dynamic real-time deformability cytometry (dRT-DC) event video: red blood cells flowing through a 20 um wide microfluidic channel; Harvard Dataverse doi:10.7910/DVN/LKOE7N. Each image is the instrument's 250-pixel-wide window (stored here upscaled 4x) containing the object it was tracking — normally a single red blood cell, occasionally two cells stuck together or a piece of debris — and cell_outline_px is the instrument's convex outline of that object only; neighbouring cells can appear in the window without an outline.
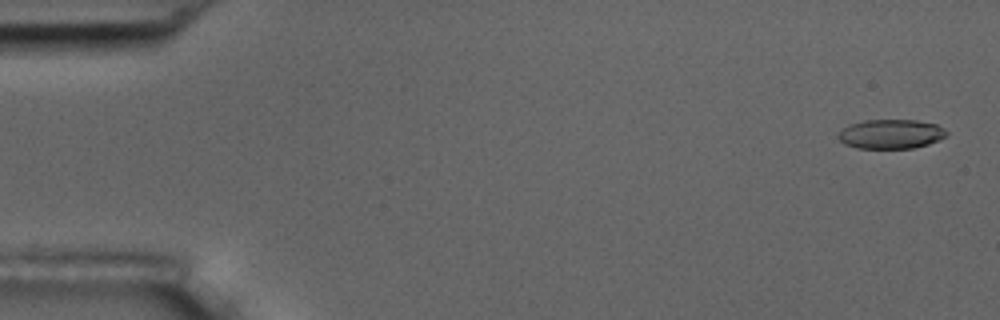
{"species": "common noctule bat (a hibernating species)", "species_latin": "Nyctalus noctula", "temperature_condition": "room temperature", "stored_images_in_passage": 57, "camera_frame_rate_fps": 3000, "um_per_image_px": 0.085, "animal": {"sex": "male", "body_mass_g": 17.5, "forearm_length_mm": 52.3}, "frame": {"image": 1, "passage_image": 2, "time_ms": 0.333, "image_size_px": [1000, 320], "cell_outline_px": [[948, 136], [940, 140], [928, 144], [912, 148], [856, 148], [844, 144], [836, 136], [836, 132], [848, 124], [864, 120], [916, 120], [936, 124], [948, 132]], "centroid_in_image_um": [75.69, 11.39], "position_along_channel_um": 9.3, "area_um2": 18.79}}
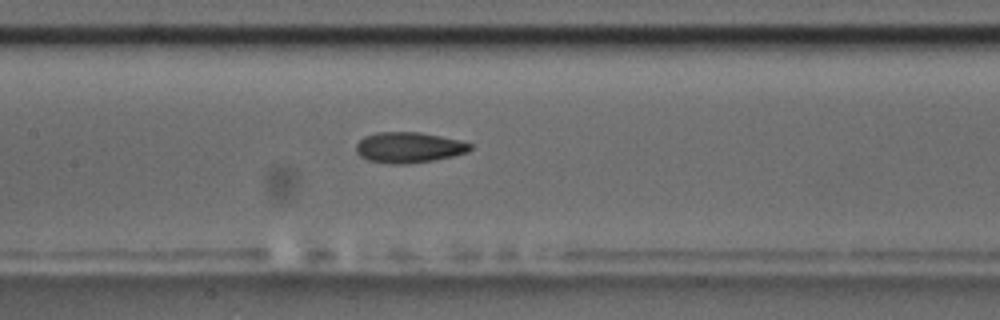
{"frame": {"image": 2, "passage_image": 27, "time_ms": 8.667, "image_size_px": [1000, 320], "cell_outline_px": [[472, 148], [468, 152], [452, 156], [432, 160], [408, 164], [388, 164], [368, 160], [360, 156], [356, 152], [356, 144], [364, 136], [376, 132], [420, 132], [460, 140], [472, 144]], "centroid_in_image_um": [34.73, 12.53], "position_along_channel_um": 172.7, "area_um2": 20.46}}
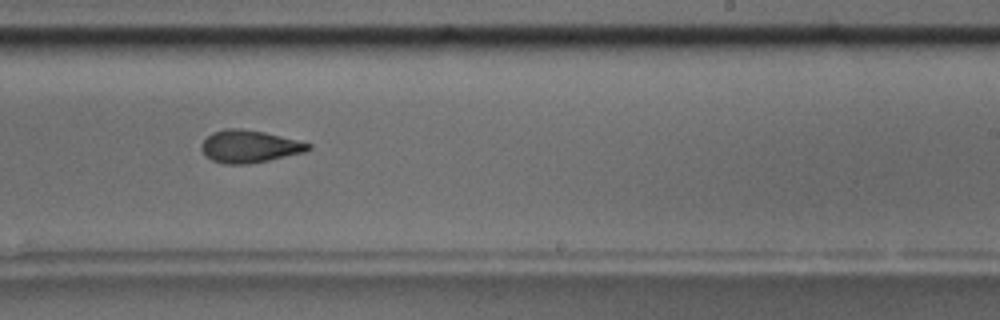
{"frame": {"image": 3, "passage_image": 35, "time_ms": 11.333, "image_size_px": [1000, 320], "cell_outline_px": [[312, 148], [304, 152], [268, 160], [248, 164], [224, 164], [212, 160], [204, 156], [200, 148], [200, 144], [212, 132], [224, 128], [240, 128], [264, 132], [312, 144]], "centroid_in_image_um": [21.15, 12.44], "position_along_channel_um": 267.9, "area_um2": 20.23}, "authors_computed_cell_mechanics": {"area_um2": 20.1722, "velocity_mm_per_s": 3.58, "shape_relaxation_time_tau1_ms": null, "shape_relaxation_time_tau2_ms": 3.0945, "deformation_change_tau1": null, "deformation_change_tau2": 0.0976}}